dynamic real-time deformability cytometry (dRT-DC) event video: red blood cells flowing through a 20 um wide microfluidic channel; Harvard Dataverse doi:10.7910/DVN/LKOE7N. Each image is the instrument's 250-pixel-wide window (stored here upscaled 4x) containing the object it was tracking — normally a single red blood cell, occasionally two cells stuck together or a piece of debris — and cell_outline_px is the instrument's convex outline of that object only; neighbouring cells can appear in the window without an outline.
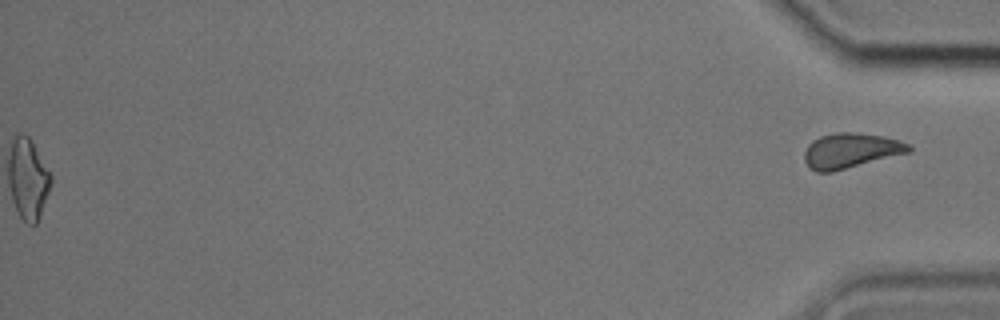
{"species": "common noctule bat (a hibernating species)", "species_latin": "Nyctalus noctula", "temperature_condition": "cold", "stored_images_in_passage": 50, "segment_of_instrument_passage": [2, 2], "camera_frame_rate_fps": 3000, "um_per_image_px": 0.085, "animal": {"sex": "male", "body_mass_g": 17.9, "forearm_length_mm": 54.2}, "frame": {"image": 1, "passage_image": 50, "time_ms": 16.333, "image_size_px": [1000, 320], "cell_outline_px": [[912, 148], [908, 152], [832, 172], [816, 172], [804, 160], [804, 152], [808, 144], [812, 140], [820, 136], [836, 132], [852, 132], [884, 136], [908, 144]], "centroid_in_image_um": [72.26, 12.79], "position_along_channel_um": 362.9, "area_um2": 20.98}}